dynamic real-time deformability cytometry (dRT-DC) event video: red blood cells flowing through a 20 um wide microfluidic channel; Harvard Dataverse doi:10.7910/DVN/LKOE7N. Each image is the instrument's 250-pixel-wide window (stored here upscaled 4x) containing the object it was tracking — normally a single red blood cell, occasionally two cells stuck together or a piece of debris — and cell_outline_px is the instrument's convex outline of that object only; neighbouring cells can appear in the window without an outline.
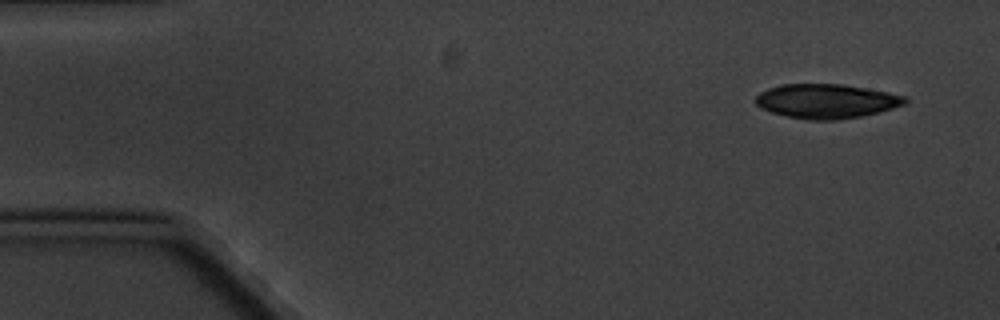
{"species": "common noctule bat (a hibernating species)", "species_latin": "Nyctalus noctula", "temperature_condition": "cold", "stored_images_in_passage": 5, "camera_frame_rate_fps": 3000, "um_per_image_px": 0.085, "animal": {"sex": "male", "body_mass_g": 20.1, "forearm_length_mm": 53.5}, "frame": {"image": 1, "passage_image": 1, "time_ms": 0.0, "image_size_px": [1000, 320], "cell_outline_px": [[908, 100], [904, 104], [880, 112], [860, 116], [836, 120], [808, 120], [788, 116], [772, 112], [760, 108], [756, 104], [756, 96], [760, 92], [768, 88], [780, 84], [840, 84], [888, 92], [904, 96]], "centroid_in_image_um": [70.22, 8.6], "position_along_channel_um": 14.8, "area_um2": 29.71}}